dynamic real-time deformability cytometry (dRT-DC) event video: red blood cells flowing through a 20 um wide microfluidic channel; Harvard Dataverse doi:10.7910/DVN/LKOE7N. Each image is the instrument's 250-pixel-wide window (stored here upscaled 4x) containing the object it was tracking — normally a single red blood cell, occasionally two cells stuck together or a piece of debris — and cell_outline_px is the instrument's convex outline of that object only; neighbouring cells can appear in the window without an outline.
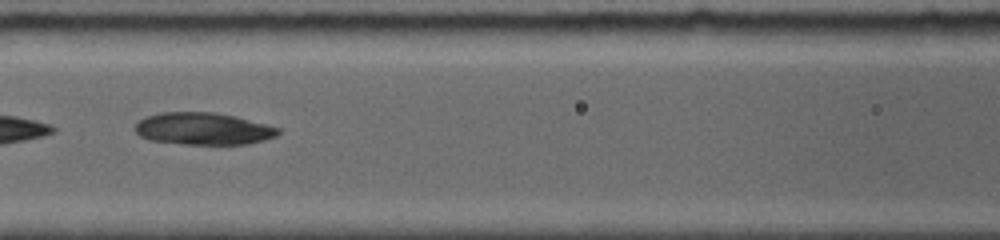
{"species": "common noctule bat (a hibernating species)", "species_latin": "Nyctalus noctula", "temperature_condition": "room temperature", "stored_images_in_passage": 4, "camera_frame_rate_fps": 5000, "um_per_image_px": 0.085, "animal": {"sex": "female", "body_mass_g": 19.0, "forearm_length_mm": 56.7}, "frame": {"image": 1, "passage_image": 3, "time_ms": 2.2, "image_size_px": [1000, 240], "cell_outline_px": [[280, 132], [276, 136], [264, 140], [248, 144], [184, 144], [148, 140], [140, 136], [136, 132], [136, 124], [144, 116], [160, 112], [216, 112], [236, 116], [280, 128]], "centroid_in_image_um": [17.27, 10.94], "position_along_channel_um": 149.3, "area_um2": 26.93}}
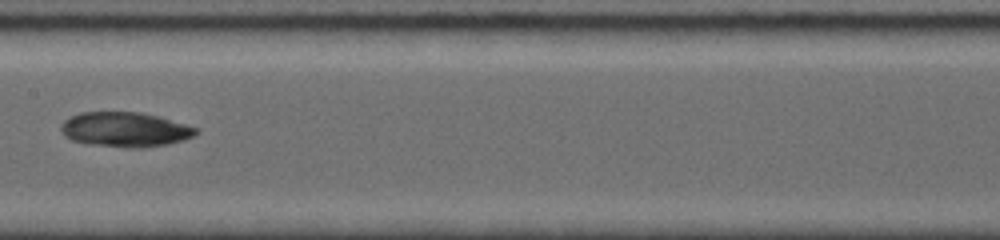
{"frame": {"image": 2, "passage_image": 4, "time_ms": 3.4, "image_size_px": [1000, 240], "cell_outline_px": [[200, 132], [184, 140], [168, 144], [140, 148], [128, 148], [88, 144], [72, 140], [64, 136], [60, 128], [60, 124], [68, 116], [80, 112], [140, 112], [156, 116], [200, 128]], "centroid_in_image_um": [10.61, 11.01], "position_along_channel_um": 196.8, "area_um2": 27.57}}